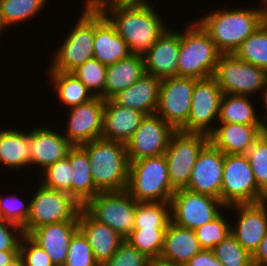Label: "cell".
Listing matches in <instances>:
<instances>
[{
  "mask_svg": "<svg viewBox=\"0 0 267 266\" xmlns=\"http://www.w3.org/2000/svg\"><path fill=\"white\" fill-rule=\"evenodd\" d=\"M99 8L115 26L117 33L126 41L131 54L134 55L143 56L167 28L166 22L152 5H100Z\"/></svg>",
  "mask_w": 267,
  "mask_h": 266,
  "instance_id": "1",
  "label": "cell"
},
{
  "mask_svg": "<svg viewBox=\"0 0 267 266\" xmlns=\"http://www.w3.org/2000/svg\"><path fill=\"white\" fill-rule=\"evenodd\" d=\"M262 5L255 9H218L196 21L208 33L221 54H234L241 43L266 20L264 3Z\"/></svg>",
  "mask_w": 267,
  "mask_h": 266,
  "instance_id": "2",
  "label": "cell"
},
{
  "mask_svg": "<svg viewBox=\"0 0 267 266\" xmlns=\"http://www.w3.org/2000/svg\"><path fill=\"white\" fill-rule=\"evenodd\" d=\"M80 146L87 152L94 185L100 192L126 190L130 162L125 143L97 139Z\"/></svg>",
  "mask_w": 267,
  "mask_h": 266,
  "instance_id": "3",
  "label": "cell"
},
{
  "mask_svg": "<svg viewBox=\"0 0 267 266\" xmlns=\"http://www.w3.org/2000/svg\"><path fill=\"white\" fill-rule=\"evenodd\" d=\"M186 22L185 30L180 31L177 76L211 78L221 53L196 20Z\"/></svg>",
  "mask_w": 267,
  "mask_h": 266,
  "instance_id": "4",
  "label": "cell"
},
{
  "mask_svg": "<svg viewBox=\"0 0 267 266\" xmlns=\"http://www.w3.org/2000/svg\"><path fill=\"white\" fill-rule=\"evenodd\" d=\"M126 191L137 202H170L175 191L165 154L130 162Z\"/></svg>",
  "mask_w": 267,
  "mask_h": 266,
  "instance_id": "5",
  "label": "cell"
},
{
  "mask_svg": "<svg viewBox=\"0 0 267 266\" xmlns=\"http://www.w3.org/2000/svg\"><path fill=\"white\" fill-rule=\"evenodd\" d=\"M81 13L64 43L54 51L47 72H71L94 58L95 7H84Z\"/></svg>",
  "mask_w": 267,
  "mask_h": 266,
  "instance_id": "6",
  "label": "cell"
},
{
  "mask_svg": "<svg viewBox=\"0 0 267 266\" xmlns=\"http://www.w3.org/2000/svg\"><path fill=\"white\" fill-rule=\"evenodd\" d=\"M223 94L264 95L267 70L238 59L234 54H221L213 75ZM256 93V94H255Z\"/></svg>",
  "mask_w": 267,
  "mask_h": 266,
  "instance_id": "7",
  "label": "cell"
},
{
  "mask_svg": "<svg viewBox=\"0 0 267 266\" xmlns=\"http://www.w3.org/2000/svg\"><path fill=\"white\" fill-rule=\"evenodd\" d=\"M245 154H224L221 201L226 206L266 201Z\"/></svg>",
  "mask_w": 267,
  "mask_h": 266,
  "instance_id": "8",
  "label": "cell"
},
{
  "mask_svg": "<svg viewBox=\"0 0 267 266\" xmlns=\"http://www.w3.org/2000/svg\"><path fill=\"white\" fill-rule=\"evenodd\" d=\"M29 202L30 212L23 227L26 235L45 224L78 221V213L82 207L69 194L54 191L40 182Z\"/></svg>",
  "mask_w": 267,
  "mask_h": 266,
  "instance_id": "9",
  "label": "cell"
},
{
  "mask_svg": "<svg viewBox=\"0 0 267 266\" xmlns=\"http://www.w3.org/2000/svg\"><path fill=\"white\" fill-rule=\"evenodd\" d=\"M136 203L126 190L109 191L99 192L83 208L95 220L126 238L134 230Z\"/></svg>",
  "mask_w": 267,
  "mask_h": 266,
  "instance_id": "10",
  "label": "cell"
},
{
  "mask_svg": "<svg viewBox=\"0 0 267 266\" xmlns=\"http://www.w3.org/2000/svg\"><path fill=\"white\" fill-rule=\"evenodd\" d=\"M209 142V136L202 133L176 131L169 142L165 156L168 176L174 191L186 189L192 168L202 148Z\"/></svg>",
  "mask_w": 267,
  "mask_h": 266,
  "instance_id": "11",
  "label": "cell"
},
{
  "mask_svg": "<svg viewBox=\"0 0 267 266\" xmlns=\"http://www.w3.org/2000/svg\"><path fill=\"white\" fill-rule=\"evenodd\" d=\"M170 204L171 221L191 230L212 221L224 211L223 209H226L220 199L206 194L194 193L187 189L175 191Z\"/></svg>",
  "mask_w": 267,
  "mask_h": 266,
  "instance_id": "12",
  "label": "cell"
},
{
  "mask_svg": "<svg viewBox=\"0 0 267 266\" xmlns=\"http://www.w3.org/2000/svg\"><path fill=\"white\" fill-rule=\"evenodd\" d=\"M222 95L223 92L213 77L198 79L192 93L189 118L179 131L209 136L216 127Z\"/></svg>",
  "mask_w": 267,
  "mask_h": 266,
  "instance_id": "13",
  "label": "cell"
},
{
  "mask_svg": "<svg viewBox=\"0 0 267 266\" xmlns=\"http://www.w3.org/2000/svg\"><path fill=\"white\" fill-rule=\"evenodd\" d=\"M197 80L193 77L184 76L161 79L156 114L176 131H179L187 123L191 109L192 93Z\"/></svg>",
  "mask_w": 267,
  "mask_h": 266,
  "instance_id": "14",
  "label": "cell"
},
{
  "mask_svg": "<svg viewBox=\"0 0 267 266\" xmlns=\"http://www.w3.org/2000/svg\"><path fill=\"white\" fill-rule=\"evenodd\" d=\"M176 130L157 114L146 115L125 143L129 162L165 154Z\"/></svg>",
  "mask_w": 267,
  "mask_h": 266,
  "instance_id": "15",
  "label": "cell"
},
{
  "mask_svg": "<svg viewBox=\"0 0 267 266\" xmlns=\"http://www.w3.org/2000/svg\"><path fill=\"white\" fill-rule=\"evenodd\" d=\"M104 106L103 98L94 97L88 102L68 108V125L63 135L73 146L101 139Z\"/></svg>",
  "mask_w": 267,
  "mask_h": 266,
  "instance_id": "16",
  "label": "cell"
},
{
  "mask_svg": "<svg viewBox=\"0 0 267 266\" xmlns=\"http://www.w3.org/2000/svg\"><path fill=\"white\" fill-rule=\"evenodd\" d=\"M224 153L210 141L200 151L189 179V191L221 200Z\"/></svg>",
  "mask_w": 267,
  "mask_h": 266,
  "instance_id": "17",
  "label": "cell"
},
{
  "mask_svg": "<svg viewBox=\"0 0 267 266\" xmlns=\"http://www.w3.org/2000/svg\"><path fill=\"white\" fill-rule=\"evenodd\" d=\"M267 200L253 204H236L228 208L235 209L237 220L230 225V232L242 247L251 255L258 248L267 233ZM233 208V209H232Z\"/></svg>",
  "mask_w": 267,
  "mask_h": 266,
  "instance_id": "18",
  "label": "cell"
},
{
  "mask_svg": "<svg viewBox=\"0 0 267 266\" xmlns=\"http://www.w3.org/2000/svg\"><path fill=\"white\" fill-rule=\"evenodd\" d=\"M167 27L154 46L143 55L147 74L160 79L177 76L180 30Z\"/></svg>",
  "mask_w": 267,
  "mask_h": 266,
  "instance_id": "19",
  "label": "cell"
},
{
  "mask_svg": "<svg viewBox=\"0 0 267 266\" xmlns=\"http://www.w3.org/2000/svg\"><path fill=\"white\" fill-rule=\"evenodd\" d=\"M55 130V131H54ZM73 145L56 129L36 127L30 130V167H40V173L67 156Z\"/></svg>",
  "mask_w": 267,
  "mask_h": 266,
  "instance_id": "20",
  "label": "cell"
},
{
  "mask_svg": "<svg viewBox=\"0 0 267 266\" xmlns=\"http://www.w3.org/2000/svg\"><path fill=\"white\" fill-rule=\"evenodd\" d=\"M78 226L86 236L99 266L111 259L125 241L119 233L95 220L83 207L78 213Z\"/></svg>",
  "mask_w": 267,
  "mask_h": 266,
  "instance_id": "21",
  "label": "cell"
},
{
  "mask_svg": "<svg viewBox=\"0 0 267 266\" xmlns=\"http://www.w3.org/2000/svg\"><path fill=\"white\" fill-rule=\"evenodd\" d=\"M94 58L108 66L131 55L126 41L117 33L115 26L95 7Z\"/></svg>",
  "mask_w": 267,
  "mask_h": 266,
  "instance_id": "22",
  "label": "cell"
},
{
  "mask_svg": "<svg viewBox=\"0 0 267 266\" xmlns=\"http://www.w3.org/2000/svg\"><path fill=\"white\" fill-rule=\"evenodd\" d=\"M78 229V221H63L42 225L29 236L43 248L55 266H63L70 240Z\"/></svg>",
  "mask_w": 267,
  "mask_h": 266,
  "instance_id": "23",
  "label": "cell"
},
{
  "mask_svg": "<svg viewBox=\"0 0 267 266\" xmlns=\"http://www.w3.org/2000/svg\"><path fill=\"white\" fill-rule=\"evenodd\" d=\"M146 114L105 100L101 139L126 143L136 132Z\"/></svg>",
  "mask_w": 267,
  "mask_h": 266,
  "instance_id": "24",
  "label": "cell"
},
{
  "mask_svg": "<svg viewBox=\"0 0 267 266\" xmlns=\"http://www.w3.org/2000/svg\"><path fill=\"white\" fill-rule=\"evenodd\" d=\"M219 123L209 141L224 154H246L248 148L265 131V125Z\"/></svg>",
  "mask_w": 267,
  "mask_h": 266,
  "instance_id": "25",
  "label": "cell"
},
{
  "mask_svg": "<svg viewBox=\"0 0 267 266\" xmlns=\"http://www.w3.org/2000/svg\"><path fill=\"white\" fill-rule=\"evenodd\" d=\"M201 250L194 230L169 223L160 263L174 266H185L189 260Z\"/></svg>",
  "mask_w": 267,
  "mask_h": 266,
  "instance_id": "26",
  "label": "cell"
},
{
  "mask_svg": "<svg viewBox=\"0 0 267 266\" xmlns=\"http://www.w3.org/2000/svg\"><path fill=\"white\" fill-rule=\"evenodd\" d=\"M160 86V78L145 73L132 86L118 92L111 99L119 106L153 115L158 108Z\"/></svg>",
  "mask_w": 267,
  "mask_h": 266,
  "instance_id": "27",
  "label": "cell"
},
{
  "mask_svg": "<svg viewBox=\"0 0 267 266\" xmlns=\"http://www.w3.org/2000/svg\"><path fill=\"white\" fill-rule=\"evenodd\" d=\"M146 73L142 55L131 54L107 66L104 100L132 86Z\"/></svg>",
  "mask_w": 267,
  "mask_h": 266,
  "instance_id": "28",
  "label": "cell"
},
{
  "mask_svg": "<svg viewBox=\"0 0 267 266\" xmlns=\"http://www.w3.org/2000/svg\"><path fill=\"white\" fill-rule=\"evenodd\" d=\"M67 157L73 168L72 198L82 207L100 191L95 187L87 152L80 146H73Z\"/></svg>",
  "mask_w": 267,
  "mask_h": 266,
  "instance_id": "29",
  "label": "cell"
},
{
  "mask_svg": "<svg viewBox=\"0 0 267 266\" xmlns=\"http://www.w3.org/2000/svg\"><path fill=\"white\" fill-rule=\"evenodd\" d=\"M30 131L0 130V163L14 171L30 167Z\"/></svg>",
  "mask_w": 267,
  "mask_h": 266,
  "instance_id": "30",
  "label": "cell"
},
{
  "mask_svg": "<svg viewBox=\"0 0 267 266\" xmlns=\"http://www.w3.org/2000/svg\"><path fill=\"white\" fill-rule=\"evenodd\" d=\"M250 98L252 99L251 96L223 94L217 122L265 125L263 117L258 115Z\"/></svg>",
  "mask_w": 267,
  "mask_h": 266,
  "instance_id": "31",
  "label": "cell"
},
{
  "mask_svg": "<svg viewBox=\"0 0 267 266\" xmlns=\"http://www.w3.org/2000/svg\"><path fill=\"white\" fill-rule=\"evenodd\" d=\"M57 99L68 108L78 106L94 98L88 88L71 72H48Z\"/></svg>",
  "mask_w": 267,
  "mask_h": 266,
  "instance_id": "32",
  "label": "cell"
},
{
  "mask_svg": "<svg viewBox=\"0 0 267 266\" xmlns=\"http://www.w3.org/2000/svg\"><path fill=\"white\" fill-rule=\"evenodd\" d=\"M234 55L267 70V20L241 43Z\"/></svg>",
  "mask_w": 267,
  "mask_h": 266,
  "instance_id": "33",
  "label": "cell"
},
{
  "mask_svg": "<svg viewBox=\"0 0 267 266\" xmlns=\"http://www.w3.org/2000/svg\"><path fill=\"white\" fill-rule=\"evenodd\" d=\"M171 222L170 202H137L134 229L167 228Z\"/></svg>",
  "mask_w": 267,
  "mask_h": 266,
  "instance_id": "34",
  "label": "cell"
},
{
  "mask_svg": "<svg viewBox=\"0 0 267 266\" xmlns=\"http://www.w3.org/2000/svg\"><path fill=\"white\" fill-rule=\"evenodd\" d=\"M166 229L167 228L134 229L125 240L155 263L158 262L161 256Z\"/></svg>",
  "mask_w": 267,
  "mask_h": 266,
  "instance_id": "35",
  "label": "cell"
},
{
  "mask_svg": "<svg viewBox=\"0 0 267 266\" xmlns=\"http://www.w3.org/2000/svg\"><path fill=\"white\" fill-rule=\"evenodd\" d=\"M48 0H0V10L8 26L35 17Z\"/></svg>",
  "mask_w": 267,
  "mask_h": 266,
  "instance_id": "36",
  "label": "cell"
},
{
  "mask_svg": "<svg viewBox=\"0 0 267 266\" xmlns=\"http://www.w3.org/2000/svg\"><path fill=\"white\" fill-rule=\"evenodd\" d=\"M107 66L92 58L71 71L92 93L104 99Z\"/></svg>",
  "mask_w": 267,
  "mask_h": 266,
  "instance_id": "37",
  "label": "cell"
},
{
  "mask_svg": "<svg viewBox=\"0 0 267 266\" xmlns=\"http://www.w3.org/2000/svg\"><path fill=\"white\" fill-rule=\"evenodd\" d=\"M73 168L67 156L50 165L40 174L41 184L54 191L69 194L72 197Z\"/></svg>",
  "mask_w": 267,
  "mask_h": 266,
  "instance_id": "38",
  "label": "cell"
},
{
  "mask_svg": "<svg viewBox=\"0 0 267 266\" xmlns=\"http://www.w3.org/2000/svg\"><path fill=\"white\" fill-rule=\"evenodd\" d=\"M212 251L223 266H253L252 255L242 247L231 232Z\"/></svg>",
  "mask_w": 267,
  "mask_h": 266,
  "instance_id": "39",
  "label": "cell"
},
{
  "mask_svg": "<svg viewBox=\"0 0 267 266\" xmlns=\"http://www.w3.org/2000/svg\"><path fill=\"white\" fill-rule=\"evenodd\" d=\"M249 160L258 188L267 196V133L264 131L248 148Z\"/></svg>",
  "mask_w": 267,
  "mask_h": 266,
  "instance_id": "40",
  "label": "cell"
},
{
  "mask_svg": "<svg viewBox=\"0 0 267 266\" xmlns=\"http://www.w3.org/2000/svg\"><path fill=\"white\" fill-rule=\"evenodd\" d=\"M222 213L194 230L201 249L212 250L230 233L232 222H228Z\"/></svg>",
  "mask_w": 267,
  "mask_h": 266,
  "instance_id": "41",
  "label": "cell"
},
{
  "mask_svg": "<svg viewBox=\"0 0 267 266\" xmlns=\"http://www.w3.org/2000/svg\"><path fill=\"white\" fill-rule=\"evenodd\" d=\"M63 266H99L86 236L80 229L70 240L67 259Z\"/></svg>",
  "mask_w": 267,
  "mask_h": 266,
  "instance_id": "42",
  "label": "cell"
},
{
  "mask_svg": "<svg viewBox=\"0 0 267 266\" xmlns=\"http://www.w3.org/2000/svg\"><path fill=\"white\" fill-rule=\"evenodd\" d=\"M30 212V202L25 204L24 200L17 195H7L0 200V217L7 222L16 224L23 228L27 223Z\"/></svg>",
  "mask_w": 267,
  "mask_h": 266,
  "instance_id": "43",
  "label": "cell"
},
{
  "mask_svg": "<svg viewBox=\"0 0 267 266\" xmlns=\"http://www.w3.org/2000/svg\"><path fill=\"white\" fill-rule=\"evenodd\" d=\"M19 266H55L51 258L29 235H24L19 250Z\"/></svg>",
  "mask_w": 267,
  "mask_h": 266,
  "instance_id": "44",
  "label": "cell"
},
{
  "mask_svg": "<svg viewBox=\"0 0 267 266\" xmlns=\"http://www.w3.org/2000/svg\"><path fill=\"white\" fill-rule=\"evenodd\" d=\"M154 262L126 240L102 266H153Z\"/></svg>",
  "mask_w": 267,
  "mask_h": 266,
  "instance_id": "45",
  "label": "cell"
},
{
  "mask_svg": "<svg viewBox=\"0 0 267 266\" xmlns=\"http://www.w3.org/2000/svg\"><path fill=\"white\" fill-rule=\"evenodd\" d=\"M24 235L23 228L0 217V251H19Z\"/></svg>",
  "mask_w": 267,
  "mask_h": 266,
  "instance_id": "46",
  "label": "cell"
},
{
  "mask_svg": "<svg viewBox=\"0 0 267 266\" xmlns=\"http://www.w3.org/2000/svg\"><path fill=\"white\" fill-rule=\"evenodd\" d=\"M185 266H223L212 250L201 249Z\"/></svg>",
  "mask_w": 267,
  "mask_h": 266,
  "instance_id": "47",
  "label": "cell"
},
{
  "mask_svg": "<svg viewBox=\"0 0 267 266\" xmlns=\"http://www.w3.org/2000/svg\"><path fill=\"white\" fill-rule=\"evenodd\" d=\"M84 7H99L100 5H122V6H151L147 0H86Z\"/></svg>",
  "mask_w": 267,
  "mask_h": 266,
  "instance_id": "48",
  "label": "cell"
},
{
  "mask_svg": "<svg viewBox=\"0 0 267 266\" xmlns=\"http://www.w3.org/2000/svg\"><path fill=\"white\" fill-rule=\"evenodd\" d=\"M252 264L253 266H267V233L252 254Z\"/></svg>",
  "mask_w": 267,
  "mask_h": 266,
  "instance_id": "49",
  "label": "cell"
},
{
  "mask_svg": "<svg viewBox=\"0 0 267 266\" xmlns=\"http://www.w3.org/2000/svg\"><path fill=\"white\" fill-rule=\"evenodd\" d=\"M0 266H19V251H0Z\"/></svg>",
  "mask_w": 267,
  "mask_h": 266,
  "instance_id": "50",
  "label": "cell"
},
{
  "mask_svg": "<svg viewBox=\"0 0 267 266\" xmlns=\"http://www.w3.org/2000/svg\"><path fill=\"white\" fill-rule=\"evenodd\" d=\"M262 99H263V101H264V102H263V103H264L263 105H265V108H266V110H265L266 113L263 114L262 117H263V120H264L265 124H267V122H266V121H267V120H266V119H267V86H266V89H265V92H264V95H263Z\"/></svg>",
  "mask_w": 267,
  "mask_h": 266,
  "instance_id": "51",
  "label": "cell"
},
{
  "mask_svg": "<svg viewBox=\"0 0 267 266\" xmlns=\"http://www.w3.org/2000/svg\"><path fill=\"white\" fill-rule=\"evenodd\" d=\"M9 27L5 20L4 17L2 16L1 10H0V34L4 32L5 28Z\"/></svg>",
  "mask_w": 267,
  "mask_h": 266,
  "instance_id": "52",
  "label": "cell"
},
{
  "mask_svg": "<svg viewBox=\"0 0 267 266\" xmlns=\"http://www.w3.org/2000/svg\"><path fill=\"white\" fill-rule=\"evenodd\" d=\"M153 266H174V265H167V264H164V263L155 262V263L153 264Z\"/></svg>",
  "mask_w": 267,
  "mask_h": 266,
  "instance_id": "53",
  "label": "cell"
},
{
  "mask_svg": "<svg viewBox=\"0 0 267 266\" xmlns=\"http://www.w3.org/2000/svg\"><path fill=\"white\" fill-rule=\"evenodd\" d=\"M263 3H264V7H265V18L267 20V0H264Z\"/></svg>",
  "mask_w": 267,
  "mask_h": 266,
  "instance_id": "54",
  "label": "cell"
},
{
  "mask_svg": "<svg viewBox=\"0 0 267 266\" xmlns=\"http://www.w3.org/2000/svg\"><path fill=\"white\" fill-rule=\"evenodd\" d=\"M265 132L267 133V124H265Z\"/></svg>",
  "mask_w": 267,
  "mask_h": 266,
  "instance_id": "55",
  "label": "cell"
}]
</instances>
